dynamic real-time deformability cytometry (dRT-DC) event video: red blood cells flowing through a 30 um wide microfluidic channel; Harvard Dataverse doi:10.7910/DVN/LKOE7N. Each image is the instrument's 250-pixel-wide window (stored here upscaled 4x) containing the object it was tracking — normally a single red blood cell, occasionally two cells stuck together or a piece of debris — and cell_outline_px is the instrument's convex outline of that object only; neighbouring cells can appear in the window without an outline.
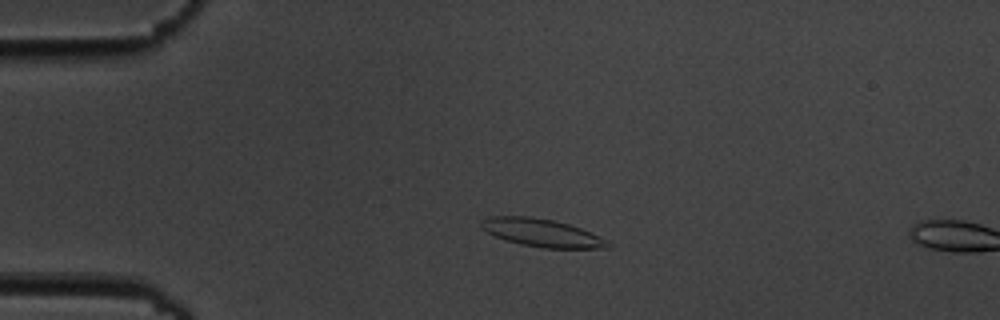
{"species": "common noctule bat (a hibernating species)", "species_latin": "Nyctalus noctula", "temperature_condition": "cold", "stored_images_in_passage": 5, "camera_frame_rate_fps": 3000, "um_per_image_px": 0.085, "animal": {"sex": "male", "body_mass_g": 19.5, "forearm_length_mm": 54.6}, "frame": {"image": 1, "passage_image": 4, "time_ms": 3.667, "image_size_px": [1000, 320], "cell_outline_px": [[612, 248], [540, 248], [520, 244], [504, 240], [480, 228], [480, 220], [488, 216], [528, 216], [552, 220], [568, 224], [580, 228], [612, 244]], "centroid_in_image_um": [45.98, 19.79], "position_along_channel_um": 39.0, "area_um2": 20.46}}